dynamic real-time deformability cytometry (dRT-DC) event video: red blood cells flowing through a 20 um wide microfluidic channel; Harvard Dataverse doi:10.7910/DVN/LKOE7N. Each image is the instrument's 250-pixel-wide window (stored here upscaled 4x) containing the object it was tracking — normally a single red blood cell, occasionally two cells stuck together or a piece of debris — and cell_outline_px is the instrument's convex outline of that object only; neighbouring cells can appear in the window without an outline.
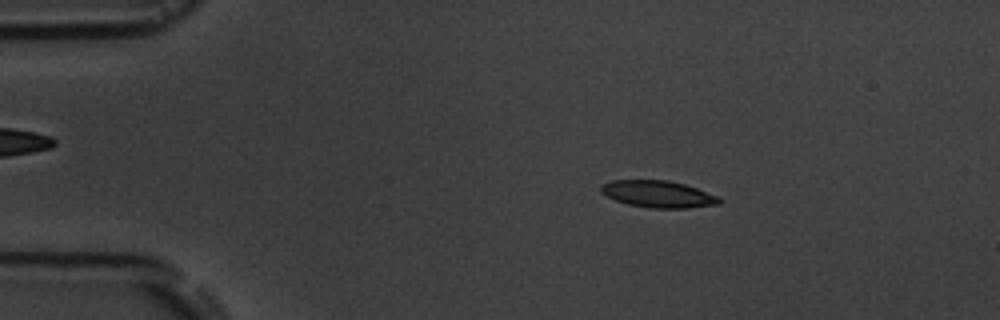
{"species": "common noctule bat (a hibernating species)", "species_latin": "Nyctalus noctula", "temperature_condition": "room temperature", "stored_images_in_passage": 4, "camera_frame_rate_fps": 3000, "um_per_image_px": 0.085, "animal": {"sex": "male", "body_mass_g": 19.5, "forearm_length_mm": 54.6}, "frame": {"image": 1, "passage_image": 2, "time_ms": 1.333, "image_size_px": [1000, 320], "cell_outline_px": [[724, 200], [720, 204], [688, 208], [652, 208], [628, 204], [616, 200], [600, 192], [600, 184], [612, 180], [668, 180], [684, 184], [720, 196]], "centroid_in_image_um": [55.98, 16.49], "position_along_channel_um": 29.0, "area_um2": 18.67}}
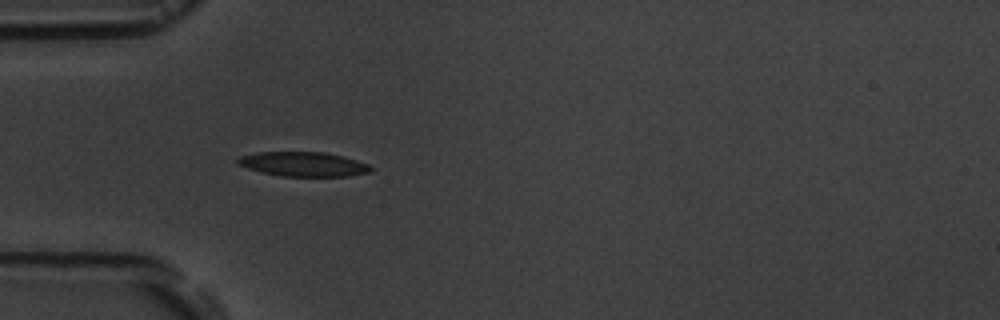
{"frame": {"image": 2, "passage_image": 4, "time_ms": 3.667, "image_size_px": [1000, 320], "cell_outline_px": [[372, 172], [348, 176], [280, 176], [260, 172], [236, 164], [236, 160], [240, 156], [256, 152], [324, 152], [356, 160], [368, 164], [372, 168]], "centroid_in_image_um": [25.75, 13.95], "position_along_channel_um": 59.3, "area_um2": 18.96}}